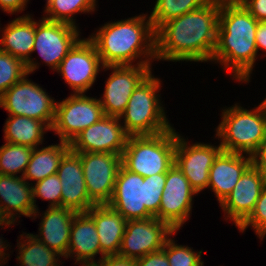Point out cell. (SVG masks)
<instances>
[{
  "instance_id": "43",
  "label": "cell",
  "mask_w": 266,
  "mask_h": 266,
  "mask_svg": "<svg viewBox=\"0 0 266 266\" xmlns=\"http://www.w3.org/2000/svg\"><path fill=\"white\" fill-rule=\"evenodd\" d=\"M81 266H97V265H81Z\"/></svg>"
},
{
  "instance_id": "22",
  "label": "cell",
  "mask_w": 266,
  "mask_h": 266,
  "mask_svg": "<svg viewBox=\"0 0 266 266\" xmlns=\"http://www.w3.org/2000/svg\"><path fill=\"white\" fill-rule=\"evenodd\" d=\"M97 254L99 259H95ZM105 256L93 218L87 212L76 213L70 228L67 259H73L75 265H96Z\"/></svg>"
},
{
  "instance_id": "36",
  "label": "cell",
  "mask_w": 266,
  "mask_h": 266,
  "mask_svg": "<svg viewBox=\"0 0 266 266\" xmlns=\"http://www.w3.org/2000/svg\"><path fill=\"white\" fill-rule=\"evenodd\" d=\"M136 266H170L164 249L149 253L136 259Z\"/></svg>"
},
{
  "instance_id": "24",
  "label": "cell",
  "mask_w": 266,
  "mask_h": 266,
  "mask_svg": "<svg viewBox=\"0 0 266 266\" xmlns=\"http://www.w3.org/2000/svg\"><path fill=\"white\" fill-rule=\"evenodd\" d=\"M35 211L32 185L23 177L0 174V216L17 223L18 218H32Z\"/></svg>"
},
{
  "instance_id": "28",
  "label": "cell",
  "mask_w": 266,
  "mask_h": 266,
  "mask_svg": "<svg viewBox=\"0 0 266 266\" xmlns=\"http://www.w3.org/2000/svg\"><path fill=\"white\" fill-rule=\"evenodd\" d=\"M17 262L19 266H61L63 258L36 239L32 233L23 232L17 239Z\"/></svg>"
},
{
  "instance_id": "42",
  "label": "cell",
  "mask_w": 266,
  "mask_h": 266,
  "mask_svg": "<svg viewBox=\"0 0 266 266\" xmlns=\"http://www.w3.org/2000/svg\"><path fill=\"white\" fill-rule=\"evenodd\" d=\"M255 40L258 56L260 55L259 51H262V54L265 53L263 57H266V21H258Z\"/></svg>"
},
{
  "instance_id": "3",
  "label": "cell",
  "mask_w": 266,
  "mask_h": 266,
  "mask_svg": "<svg viewBox=\"0 0 266 266\" xmlns=\"http://www.w3.org/2000/svg\"><path fill=\"white\" fill-rule=\"evenodd\" d=\"M88 38L103 66L152 65L156 61L155 30L148 12L106 22Z\"/></svg>"
},
{
  "instance_id": "34",
  "label": "cell",
  "mask_w": 266,
  "mask_h": 266,
  "mask_svg": "<svg viewBox=\"0 0 266 266\" xmlns=\"http://www.w3.org/2000/svg\"><path fill=\"white\" fill-rule=\"evenodd\" d=\"M61 183L56 174L50 175L32 185L33 202L35 210H38L37 198L48 201L47 207H61Z\"/></svg>"
},
{
  "instance_id": "2",
  "label": "cell",
  "mask_w": 266,
  "mask_h": 266,
  "mask_svg": "<svg viewBox=\"0 0 266 266\" xmlns=\"http://www.w3.org/2000/svg\"><path fill=\"white\" fill-rule=\"evenodd\" d=\"M257 26L258 21L239 0H220L217 43L211 63L219 64L238 84L251 82L259 59L255 40Z\"/></svg>"
},
{
  "instance_id": "21",
  "label": "cell",
  "mask_w": 266,
  "mask_h": 266,
  "mask_svg": "<svg viewBox=\"0 0 266 266\" xmlns=\"http://www.w3.org/2000/svg\"><path fill=\"white\" fill-rule=\"evenodd\" d=\"M76 213L64 207H47L42 213L39 209L35 210L31 220L41 219L38 224L39 233L32 235L67 260L70 228Z\"/></svg>"
},
{
  "instance_id": "19",
  "label": "cell",
  "mask_w": 266,
  "mask_h": 266,
  "mask_svg": "<svg viewBox=\"0 0 266 266\" xmlns=\"http://www.w3.org/2000/svg\"><path fill=\"white\" fill-rule=\"evenodd\" d=\"M57 175L61 183V207L87 212L96 205L87 193L81 157L69 149L59 163Z\"/></svg>"
},
{
  "instance_id": "8",
  "label": "cell",
  "mask_w": 266,
  "mask_h": 266,
  "mask_svg": "<svg viewBox=\"0 0 266 266\" xmlns=\"http://www.w3.org/2000/svg\"><path fill=\"white\" fill-rule=\"evenodd\" d=\"M29 73L0 97V108L9 116H25L43 121L50 129L55 118L56 100Z\"/></svg>"
},
{
  "instance_id": "26",
  "label": "cell",
  "mask_w": 266,
  "mask_h": 266,
  "mask_svg": "<svg viewBox=\"0 0 266 266\" xmlns=\"http://www.w3.org/2000/svg\"><path fill=\"white\" fill-rule=\"evenodd\" d=\"M69 149L70 145L63 141H59L58 144L46 145V147H35L22 177L33 185L50 175L56 174L60 160Z\"/></svg>"
},
{
  "instance_id": "31",
  "label": "cell",
  "mask_w": 266,
  "mask_h": 266,
  "mask_svg": "<svg viewBox=\"0 0 266 266\" xmlns=\"http://www.w3.org/2000/svg\"><path fill=\"white\" fill-rule=\"evenodd\" d=\"M33 149V147L5 142L0 146V174L22 177Z\"/></svg>"
},
{
  "instance_id": "6",
  "label": "cell",
  "mask_w": 266,
  "mask_h": 266,
  "mask_svg": "<svg viewBox=\"0 0 266 266\" xmlns=\"http://www.w3.org/2000/svg\"><path fill=\"white\" fill-rule=\"evenodd\" d=\"M162 80L151 72L133 91L121 124L129 136L156 135L173 128L161 94Z\"/></svg>"
},
{
  "instance_id": "5",
  "label": "cell",
  "mask_w": 266,
  "mask_h": 266,
  "mask_svg": "<svg viewBox=\"0 0 266 266\" xmlns=\"http://www.w3.org/2000/svg\"><path fill=\"white\" fill-rule=\"evenodd\" d=\"M234 103L221 108V121L214 128V139L223 151L252 155L266 132V98L252 109Z\"/></svg>"
},
{
  "instance_id": "27",
  "label": "cell",
  "mask_w": 266,
  "mask_h": 266,
  "mask_svg": "<svg viewBox=\"0 0 266 266\" xmlns=\"http://www.w3.org/2000/svg\"><path fill=\"white\" fill-rule=\"evenodd\" d=\"M3 127L5 142L33 148L45 144L44 134L51 132L43 121L25 116L8 115Z\"/></svg>"
},
{
  "instance_id": "17",
  "label": "cell",
  "mask_w": 266,
  "mask_h": 266,
  "mask_svg": "<svg viewBox=\"0 0 266 266\" xmlns=\"http://www.w3.org/2000/svg\"><path fill=\"white\" fill-rule=\"evenodd\" d=\"M129 135L120 117L104 116L84 129L69 144L73 152H102L122 155Z\"/></svg>"
},
{
  "instance_id": "41",
  "label": "cell",
  "mask_w": 266,
  "mask_h": 266,
  "mask_svg": "<svg viewBox=\"0 0 266 266\" xmlns=\"http://www.w3.org/2000/svg\"><path fill=\"white\" fill-rule=\"evenodd\" d=\"M252 164L266 172V132L256 151L251 155Z\"/></svg>"
},
{
  "instance_id": "39",
  "label": "cell",
  "mask_w": 266,
  "mask_h": 266,
  "mask_svg": "<svg viewBox=\"0 0 266 266\" xmlns=\"http://www.w3.org/2000/svg\"><path fill=\"white\" fill-rule=\"evenodd\" d=\"M97 266H136V259L121 256L119 254L106 255Z\"/></svg>"
},
{
  "instance_id": "4",
  "label": "cell",
  "mask_w": 266,
  "mask_h": 266,
  "mask_svg": "<svg viewBox=\"0 0 266 266\" xmlns=\"http://www.w3.org/2000/svg\"><path fill=\"white\" fill-rule=\"evenodd\" d=\"M166 173L142 177L120 166L108 205L126 220L148 219L159 212Z\"/></svg>"
},
{
  "instance_id": "32",
  "label": "cell",
  "mask_w": 266,
  "mask_h": 266,
  "mask_svg": "<svg viewBox=\"0 0 266 266\" xmlns=\"http://www.w3.org/2000/svg\"><path fill=\"white\" fill-rule=\"evenodd\" d=\"M175 231L166 241L163 249L168 257L170 266H204L202 261L203 250H194L188 245H180L175 241ZM174 238V239H173Z\"/></svg>"
},
{
  "instance_id": "29",
  "label": "cell",
  "mask_w": 266,
  "mask_h": 266,
  "mask_svg": "<svg viewBox=\"0 0 266 266\" xmlns=\"http://www.w3.org/2000/svg\"><path fill=\"white\" fill-rule=\"evenodd\" d=\"M97 3L98 0H49L45 3L42 18L68 23L79 28L75 17L78 14L94 13L98 9Z\"/></svg>"
},
{
  "instance_id": "16",
  "label": "cell",
  "mask_w": 266,
  "mask_h": 266,
  "mask_svg": "<svg viewBox=\"0 0 266 266\" xmlns=\"http://www.w3.org/2000/svg\"><path fill=\"white\" fill-rule=\"evenodd\" d=\"M175 231L156 217L128 220L119 255L138 259L162 249Z\"/></svg>"
},
{
  "instance_id": "12",
  "label": "cell",
  "mask_w": 266,
  "mask_h": 266,
  "mask_svg": "<svg viewBox=\"0 0 266 266\" xmlns=\"http://www.w3.org/2000/svg\"><path fill=\"white\" fill-rule=\"evenodd\" d=\"M110 70L105 80V88L100 104L104 115L120 117L136 87L153 71L152 65L103 66L102 71Z\"/></svg>"
},
{
  "instance_id": "20",
  "label": "cell",
  "mask_w": 266,
  "mask_h": 266,
  "mask_svg": "<svg viewBox=\"0 0 266 266\" xmlns=\"http://www.w3.org/2000/svg\"><path fill=\"white\" fill-rule=\"evenodd\" d=\"M1 25L0 23V50L22 60L26 65L27 73H35L41 62L31 56L35 39L33 15L23 14L9 21L4 25L5 27L1 28Z\"/></svg>"
},
{
  "instance_id": "11",
  "label": "cell",
  "mask_w": 266,
  "mask_h": 266,
  "mask_svg": "<svg viewBox=\"0 0 266 266\" xmlns=\"http://www.w3.org/2000/svg\"><path fill=\"white\" fill-rule=\"evenodd\" d=\"M39 20V21H38ZM35 19V39L32 54L37 51L41 62L54 72L73 46L81 39L80 28L64 23Z\"/></svg>"
},
{
  "instance_id": "10",
  "label": "cell",
  "mask_w": 266,
  "mask_h": 266,
  "mask_svg": "<svg viewBox=\"0 0 266 266\" xmlns=\"http://www.w3.org/2000/svg\"><path fill=\"white\" fill-rule=\"evenodd\" d=\"M102 69L103 64L96 46L88 37H82L55 72L62 76L72 94H79L87 93L92 88Z\"/></svg>"
},
{
  "instance_id": "35",
  "label": "cell",
  "mask_w": 266,
  "mask_h": 266,
  "mask_svg": "<svg viewBox=\"0 0 266 266\" xmlns=\"http://www.w3.org/2000/svg\"><path fill=\"white\" fill-rule=\"evenodd\" d=\"M248 227H251L255 235L263 241L266 237V185L261 191L251 214L237 227L239 233H245Z\"/></svg>"
},
{
  "instance_id": "40",
  "label": "cell",
  "mask_w": 266,
  "mask_h": 266,
  "mask_svg": "<svg viewBox=\"0 0 266 266\" xmlns=\"http://www.w3.org/2000/svg\"><path fill=\"white\" fill-rule=\"evenodd\" d=\"M12 225L15 226V223L11 222V221H7V220H1L0 221V229H4L5 228H10ZM9 242L7 240L4 239V237H0V266H5L9 260V257L11 254H9L8 250L9 248L11 249L12 246H10V244H8ZM8 258V259H7Z\"/></svg>"
},
{
  "instance_id": "33",
  "label": "cell",
  "mask_w": 266,
  "mask_h": 266,
  "mask_svg": "<svg viewBox=\"0 0 266 266\" xmlns=\"http://www.w3.org/2000/svg\"><path fill=\"white\" fill-rule=\"evenodd\" d=\"M27 73L25 63L0 50V97Z\"/></svg>"
},
{
  "instance_id": "38",
  "label": "cell",
  "mask_w": 266,
  "mask_h": 266,
  "mask_svg": "<svg viewBox=\"0 0 266 266\" xmlns=\"http://www.w3.org/2000/svg\"><path fill=\"white\" fill-rule=\"evenodd\" d=\"M30 0H0V9L9 14V15H16L18 13H22L23 11L27 10V5L29 4Z\"/></svg>"
},
{
  "instance_id": "25",
  "label": "cell",
  "mask_w": 266,
  "mask_h": 266,
  "mask_svg": "<svg viewBox=\"0 0 266 266\" xmlns=\"http://www.w3.org/2000/svg\"><path fill=\"white\" fill-rule=\"evenodd\" d=\"M87 213L94 220L101 251L105 255L119 254L128 220L108 204L94 205Z\"/></svg>"
},
{
  "instance_id": "37",
  "label": "cell",
  "mask_w": 266,
  "mask_h": 266,
  "mask_svg": "<svg viewBox=\"0 0 266 266\" xmlns=\"http://www.w3.org/2000/svg\"><path fill=\"white\" fill-rule=\"evenodd\" d=\"M257 21H266V0H239Z\"/></svg>"
},
{
  "instance_id": "14",
  "label": "cell",
  "mask_w": 266,
  "mask_h": 266,
  "mask_svg": "<svg viewBox=\"0 0 266 266\" xmlns=\"http://www.w3.org/2000/svg\"><path fill=\"white\" fill-rule=\"evenodd\" d=\"M191 143L187 136L176 132L175 164L200 194L208 188L210 168L222 148L219 143Z\"/></svg>"
},
{
  "instance_id": "7",
  "label": "cell",
  "mask_w": 266,
  "mask_h": 266,
  "mask_svg": "<svg viewBox=\"0 0 266 266\" xmlns=\"http://www.w3.org/2000/svg\"><path fill=\"white\" fill-rule=\"evenodd\" d=\"M176 129L156 135L129 136L122 154V165L146 178L167 173L175 163Z\"/></svg>"
},
{
  "instance_id": "23",
  "label": "cell",
  "mask_w": 266,
  "mask_h": 266,
  "mask_svg": "<svg viewBox=\"0 0 266 266\" xmlns=\"http://www.w3.org/2000/svg\"><path fill=\"white\" fill-rule=\"evenodd\" d=\"M252 164L250 155L221 151L209 171L208 190L219 205L233 190L244 171Z\"/></svg>"
},
{
  "instance_id": "1",
  "label": "cell",
  "mask_w": 266,
  "mask_h": 266,
  "mask_svg": "<svg viewBox=\"0 0 266 266\" xmlns=\"http://www.w3.org/2000/svg\"><path fill=\"white\" fill-rule=\"evenodd\" d=\"M220 0L161 24L155 30L156 61L211 62L217 43Z\"/></svg>"
},
{
  "instance_id": "15",
  "label": "cell",
  "mask_w": 266,
  "mask_h": 266,
  "mask_svg": "<svg viewBox=\"0 0 266 266\" xmlns=\"http://www.w3.org/2000/svg\"><path fill=\"white\" fill-rule=\"evenodd\" d=\"M81 164L89 198L96 204H108L113 196L122 155L102 152H76Z\"/></svg>"
},
{
  "instance_id": "30",
  "label": "cell",
  "mask_w": 266,
  "mask_h": 266,
  "mask_svg": "<svg viewBox=\"0 0 266 266\" xmlns=\"http://www.w3.org/2000/svg\"><path fill=\"white\" fill-rule=\"evenodd\" d=\"M210 1L212 0H156L149 14L151 24L156 30L161 24L195 11Z\"/></svg>"
},
{
  "instance_id": "18",
  "label": "cell",
  "mask_w": 266,
  "mask_h": 266,
  "mask_svg": "<svg viewBox=\"0 0 266 266\" xmlns=\"http://www.w3.org/2000/svg\"><path fill=\"white\" fill-rule=\"evenodd\" d=\"M265 185L266 172L251 164L219 205L224 213V220L232 221L238 227L253 211Z\"/></svg>"
},
{
  "instance_id": "9",
  "label": "cell",
  "mask_w": 266,
  "mask_h": 266,
  "mask_svg": "<svg viewBox=\"0 0 266 266\" xmlns=\"http://www.w3.org/2000/svg\"><path fill=\"white\" fill-rule=\"evenodd\" d=\"M58 101L51 131L59 141L68 144L84 129L105 116L99 98L87 96L86 93H71L67 98Z\"/></svg>"
},
{
  "instance_id": "13",
  "label": "cell",
  "mask_w": 266,
  "mask_h": 266,
  "mask_svg": "<svg viewBox=\"0 0 266 266\" xmlns=\"http://www.w3.org/2000/svg\"><path fill=\"white\" fill-rule=\"evenodd\" d=\"M196 195L198 193L174 163L166 173L159 212L154 217L167 223L174 231H179L191 217Z\"/></svg>"
}]
</instances>
